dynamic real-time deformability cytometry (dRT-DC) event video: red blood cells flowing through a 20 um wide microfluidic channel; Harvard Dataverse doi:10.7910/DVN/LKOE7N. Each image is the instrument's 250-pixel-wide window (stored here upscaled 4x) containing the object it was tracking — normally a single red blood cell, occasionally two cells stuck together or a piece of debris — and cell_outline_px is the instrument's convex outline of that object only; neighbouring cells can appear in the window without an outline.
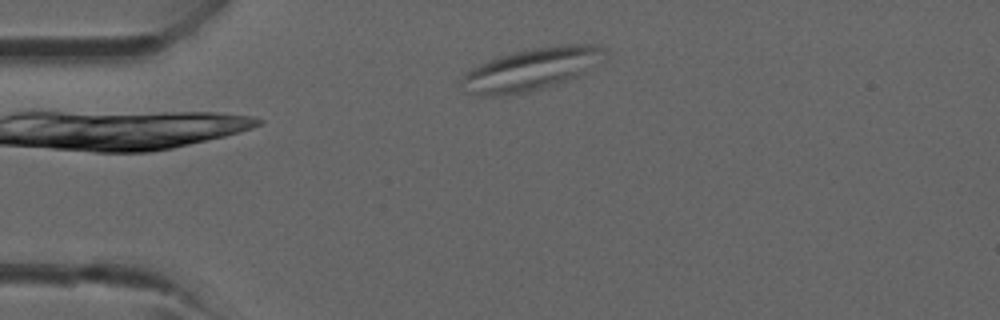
{"species": "common noctule bat (a hibernating species)", "species_latin": "Nyctalus noctula", "temperature_condition": "room temperature", "stored_images_in_passage": 33, "camera_frame_rate_fps": 3000, "um_per_image_px": 0.085, "animal": {"sex": "male", "forearm_length_mm": 52.5}, "frame": {"image": 1, "passage_image": 1, "time_ms": 0.0, "image_size_px": [1000, 320], "cell_outline_px": [[608, 56], [580, 76], [556, 84], [524, 92], [504, 96], [480, 96], [464, 92], [460, 80], [464, 72], [488, 60], [512, 52], [532, 48], [564, 44], [596, 44], [608, 48]], "centroid_in_image_um": [45.19, 5.88], "position_along_channel_um": 39.8, "area_um2": 35.78}}
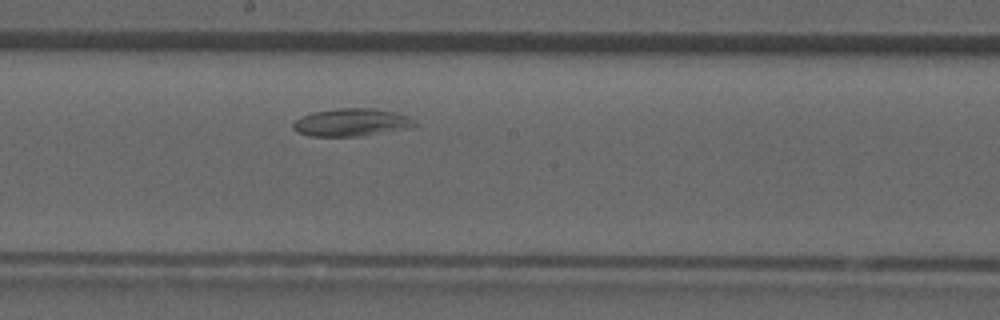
{"frame": {"image": 2, "passage_image": 14, "time_ms": 4.333, "image_size_px": [1000, 320], "cell_outline_px": [[416, 124], [404, 128], [360, 136], [308, 136], [296, 132], [292, 128], [292, 124], [300, 116], [312, 112], [336, 108], [376, 108], [396, 112], [408, 116]], "centroid_in_image_um": [29.77, 10.39], "position_along_channel_um": 218.4, "area_um2": 19.54}}
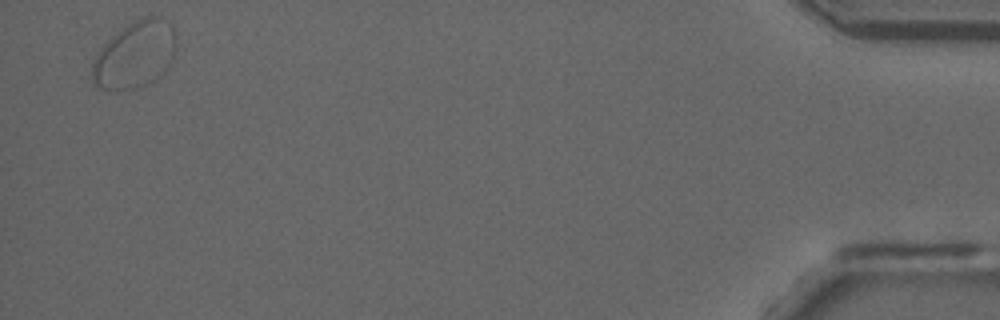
{"frame": {"image": 3, "passage_image": 32, "time_ms": 10.333, "image_size_px": [1000, 320], "cell_outline_px": [[176, 44], [168, 68], [156, 80], [132, 88], [100, 88], [92, 80], [92, 60], [100, 48], [112, 36], [128, 24], [144, 16], [164, 16], [172, 24], [176, 32]], "centroid_in_image_um": [11.5, 4.59], "position_along_channel_um": 423.7, "area_um2": 32.6}}